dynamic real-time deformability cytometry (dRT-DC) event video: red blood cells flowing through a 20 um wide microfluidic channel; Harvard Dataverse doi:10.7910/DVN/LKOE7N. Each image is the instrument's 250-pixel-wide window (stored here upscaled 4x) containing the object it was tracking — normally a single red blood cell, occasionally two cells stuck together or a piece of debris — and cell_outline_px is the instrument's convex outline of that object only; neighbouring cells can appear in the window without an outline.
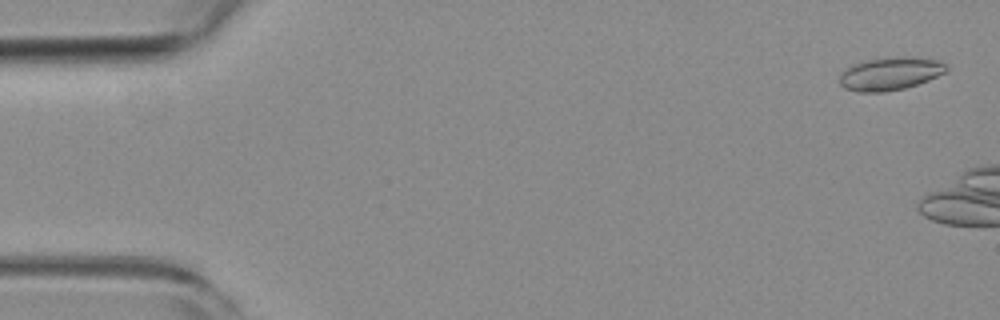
{"species": "common noctule bat (a hibernating species)", "species_latin": "Nyctalus noctula", "temperature_condition": "room temperature", "stored_images_in_passage": 7, "camera_frame_rate_fps": 3000, "um_per_image_px": 0.085, "animal": {"sex": "female", "body_mass_g": 19.3, "forearm_length_mm": 54.1}, "frame": {"image": 1, "passage_image": 2, "time_ms": 0.333, "image_size_px": [1000, 320], "cell_outline_px": [[948, 68], [944, 72], [928, 80], [904, 88], [884, 92], [860, 92], [844, 88], [840, 84], [840, 76], [852, 64], [864, 60], [888, 56], [912, 56], [940, 60], [948, 64]], "centroid_in_image_um": [75.69, 6.23], "position_along_channel_um": 9.3, "area_um2": 20.69}}